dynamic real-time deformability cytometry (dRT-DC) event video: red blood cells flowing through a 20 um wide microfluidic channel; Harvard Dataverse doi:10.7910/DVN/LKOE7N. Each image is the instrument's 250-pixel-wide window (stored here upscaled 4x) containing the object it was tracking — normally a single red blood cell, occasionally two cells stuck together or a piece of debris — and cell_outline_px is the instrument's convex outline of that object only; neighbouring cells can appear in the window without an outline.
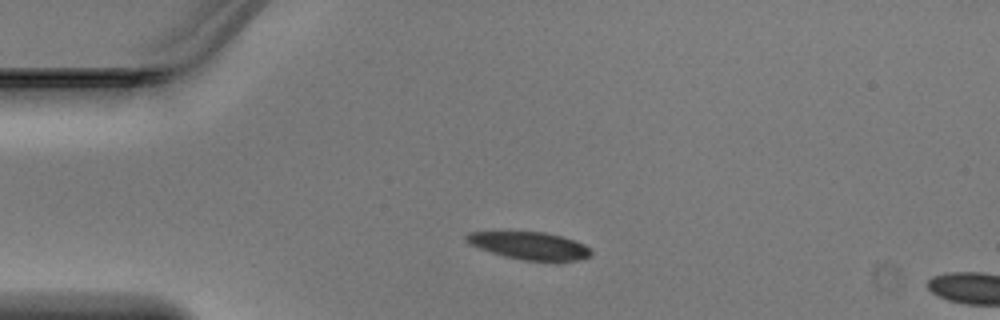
{"species": "Egyptian fruit bat (a non-hibernating species)", "species_latin": "Rousettus aegyptiacus", "temperature_condition": "warm", "stored_images_in_passage": 37, "camera_frame_rate_fps": 3000, "um_per_image_px": 0.085, "animal": {"sex": "male"}, "frame": {"image": 1, "passage_image": 1, "time_ms": 0.0, "image_size_px": [1000, 320], "cell_outline_px": [[592, 252], [588, 256], [576, 260], [524, 260], [504, 256], [468, 244], [464, 236], [468, 232], [544, 232], [560, 236], [584, 244]], "centroid_in_image_um": [44.95, 20.87], "position_along_channel_um": 40.0, "area_um2": 19.48}}
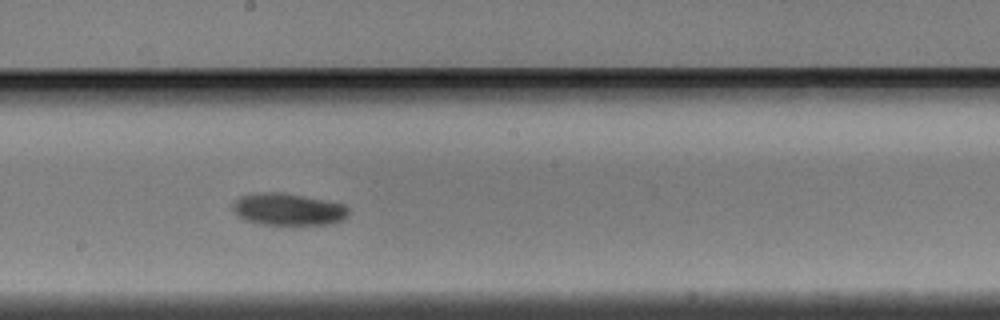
{"frame": {"image": 2, "passage_image": 16, "time_ms": 5.0, "image_size_px": [1000, 320], "cell_outline_px": [[352, 212], [344, 220], [328, 224], [260, 224], [244, 220], [232, 208], [232, 204], [240, 196], [264, 192], [284, 192], [344, 204]], "centroid_in_image_um": [24.53, 17.79], "position_along_channel_um": 223.7, "area_um2": 21.62}}
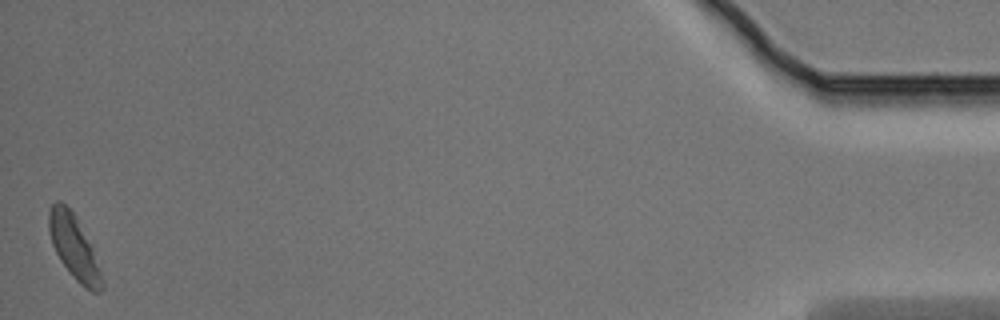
{"frame": {"image": 3, "passage_image": 37, "time_ms": 12.0, "image_size_px": [1000, 320], "cell_outline_px": [[104, 288], [100, 292], [92, 292], [80, 284], [72, 276], [60, 260], [52, 244], [48, 232], [48, 208], [56, 200], [60, 200], [76, 216], [92, 248], [104, 284]], "centroid_in_image_um": [6.26, 20.99], "position_along_channel_um": 428.9, "area_um2": 19.59}}